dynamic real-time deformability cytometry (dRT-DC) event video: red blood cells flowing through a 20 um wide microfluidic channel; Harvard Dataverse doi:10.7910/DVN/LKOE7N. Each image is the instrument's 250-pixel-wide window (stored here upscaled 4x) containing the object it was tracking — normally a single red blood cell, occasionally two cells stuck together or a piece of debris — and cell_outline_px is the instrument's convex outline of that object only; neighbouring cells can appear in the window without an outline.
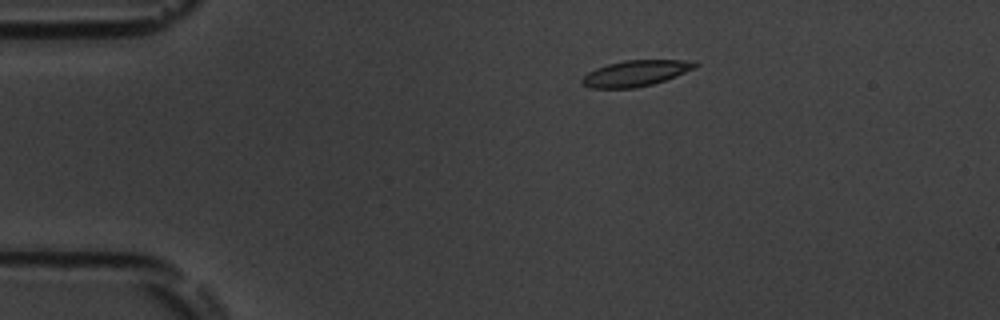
{"species": "common noctule bat (a hibernating species)", "species_latin": "Nyctalus noctula", "temperature_condition": "room temperature", "stored_images_in_passage": 45, "camera_frame_rate_fps": 3000, "um_per_image_px": 0.085, "animal": {"sex": "male", "body_mass_g": 19.5, "forearm_length_mm": 54.6}, "frame": {"image": 1, "passage_image": 1, "time_ms": 0.0, "image_size_px": [1000, 320], "cell_outline_px": [[700, 64], [676, 76], [652, 84], [636, 88], [592, 88], [584, 84], [580, 80], [588, 72], [596, 68], [608, 64], [624, 60], [696, 60]], "centroid_in_image_um": [54.04, 6.22], "position_along_channel_um": 31.0, "area_um2": 16.94}}
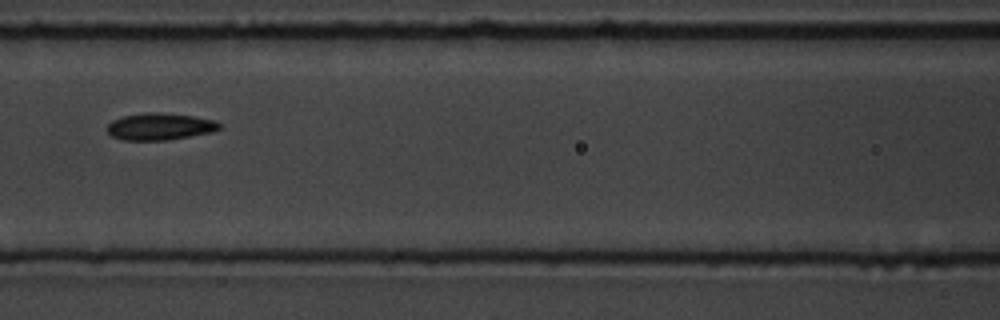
{"frame": {"image": 2, "passage_image": 15, "time_ms": 4.667, "image_size_px": [1000, 320], "cell_outline_px": [[220, 128], [212, 132], [168, 140], [124, 140], [112, 136], [108, 132], [108, 124], [112, 120], [124, 116], [148, 112], [156, 112], [192, 116], [216, 120], [220, 124]], "centroid_in_image_um": [13.6, 10.76], "position_along_channel_um": 153.0, "area_um2": 17.46}}
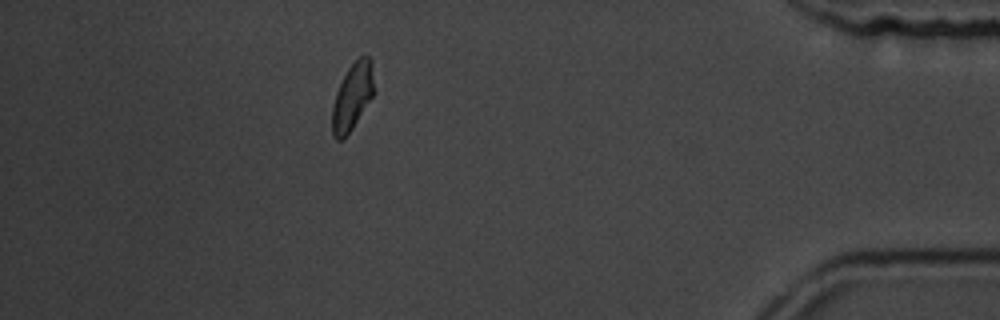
{"frame": {"image": 3, "passage_image": 39, "time_ms": 12.667, "image_size_px": [1000, 320], "cell_outline_px": [[372, 96], [352, 128], [340, 140], [336, 140], [332, 136], [332, 108], [336, 92], [348, 68], [360, 56], [368, 56], [372, 60]], "centroid_in_image_um": [29.92, 8.21], "position_along_channel_um": 405.3, "area_um2": 15.72}, "authors_computed_cell_mechanics": {"area_um2": 16.9354, "velocity_mm_per_s": 3.7589, "shape_relaxation_time_tau1_ms": 3.0961, "shape_relaxation_time_tau2_ms": 4.777, "deformation_change_tau1": 0.1149, "deformation_change_tau2": 0.0818}}